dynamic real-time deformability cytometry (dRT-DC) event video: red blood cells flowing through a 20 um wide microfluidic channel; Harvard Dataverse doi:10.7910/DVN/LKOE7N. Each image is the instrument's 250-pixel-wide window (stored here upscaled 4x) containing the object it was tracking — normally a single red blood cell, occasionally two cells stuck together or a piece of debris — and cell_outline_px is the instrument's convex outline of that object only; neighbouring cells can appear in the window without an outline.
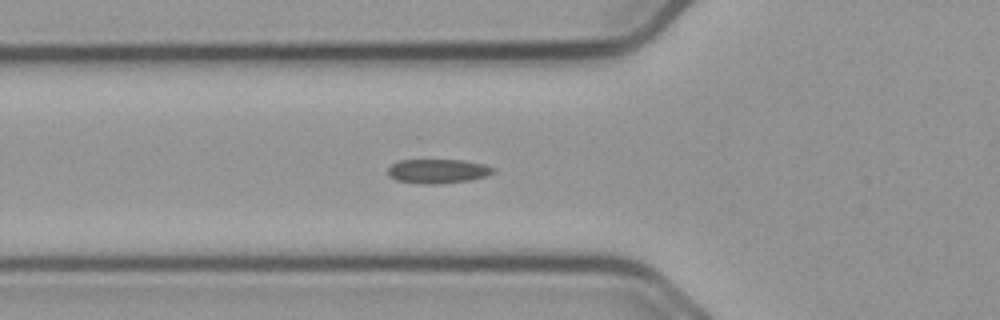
{"species": "common noctule bat (a hibernating species)", "species_latin": "Nyctalus noctula", "temperature_condition": "cold", "stored_images_in_passage": 36, "camera_frame_rate_fps": 3000, "um_per_image_px": 0.085, "animal": {"sex": "male", "body_mass_g": 23.1, "forearm_length_mm": 52.7}, "frame": {"image": 1, "passage_image": 2, "time_ms": 0.333, "image_size_px": [1000, 320], "cell_outline_px": [[496, 172], [488, 176], [468, 180], [440, 184], [416, 184], [396, 180], [388, 176], [388, 168], [392, 164], [400, 160], [464, 160], [484, 164], [496, 168]], "centroid_in_image_um": [37.23, 14.55], "position_along_channel_um": 88.6, "area_um2": 15.14}}
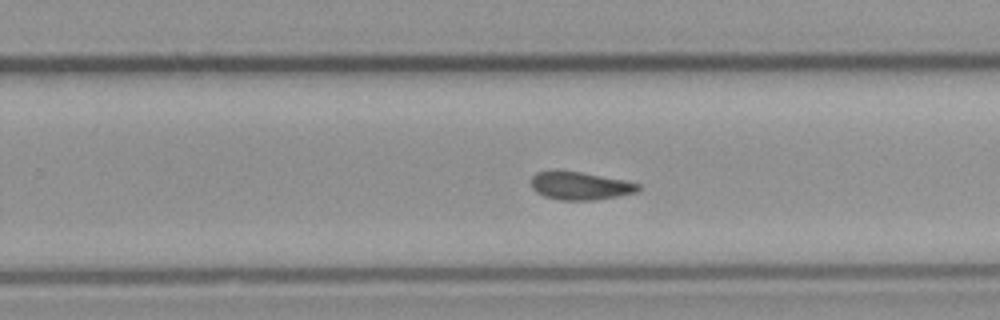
{"frame": {"image": 2, "passage_image": 14, "time_ms": 4.333, "image_size_px": [1000, 320], "cell_outline_px": [[640, 188], [636, 192], [596, 200], [560, 200], [544, 196], [536, 192], [532, 188], [532, 176], [536, 172], [580, 172], [624, 180], [640, 184]], "centroid_in_image_um": [49.32, 15.81], "position_along_channel_um": 280.5, "area_um2": 17.05}}
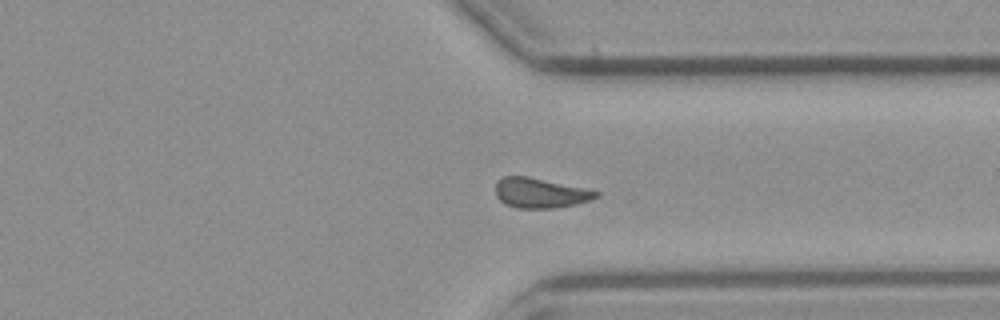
{"frame": {"image": 3, "passage_image": 21, "time_ms": 6.667, "image_size_px": [1000, 320], "cell_outline_px": [[600, 196], [576, 204], [552, 208], [516, 208], [504, 204], [496, 196], [496, 180], [504, 176], [528, 176], [584, 188], [600, 192]], "centroid_in_image_um": [45.88, 16.4], "position_along_channel_um": 365.5, "area_um2": 17.51}}